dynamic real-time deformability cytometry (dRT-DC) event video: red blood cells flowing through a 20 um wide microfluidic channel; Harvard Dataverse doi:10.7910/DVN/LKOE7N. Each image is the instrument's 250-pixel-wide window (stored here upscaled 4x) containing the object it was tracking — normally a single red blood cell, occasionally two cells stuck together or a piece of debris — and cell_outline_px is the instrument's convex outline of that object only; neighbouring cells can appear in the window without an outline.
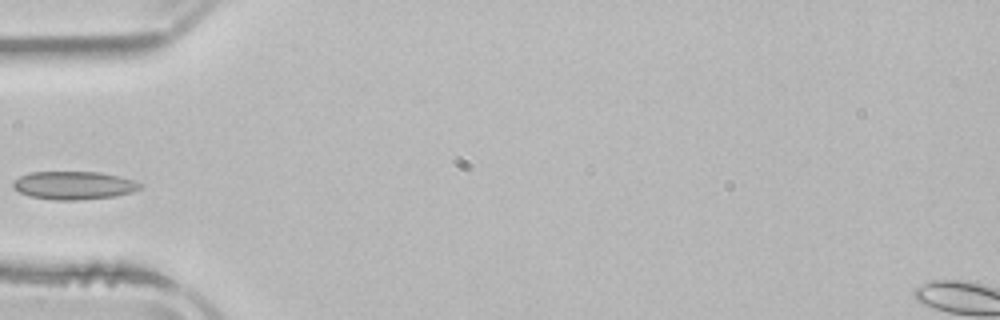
{"species": "common noctule bat (a hibernating species)", "species_latin": "Nyctalus noctula", "temperature_condition": "room temperature", "stored_images_in_passage": 2, "camera_frame_rate_fps": 3000, "um_per_image_px": 0.085, "animal": {"sex": "male", "body_mass_g": 21.5, "forearm_length_mm": 52.0}, "frame": {"image": 1, "passage_image": 2, "time_ms": 1.333, "image_size_px": [1000, 320], "cell_outline_px": [[144, 184], [140, 188], [132, 192], [112, 196], [80, 200], [52, 200], [28, 196], [12, 188], [12, 180], [28, 172], [100, 172], [132, 180]], "centroid_in_image_um": [6.2, 15.76], "position_along_channel_um": 78.8, "area_um2": 20.87}}